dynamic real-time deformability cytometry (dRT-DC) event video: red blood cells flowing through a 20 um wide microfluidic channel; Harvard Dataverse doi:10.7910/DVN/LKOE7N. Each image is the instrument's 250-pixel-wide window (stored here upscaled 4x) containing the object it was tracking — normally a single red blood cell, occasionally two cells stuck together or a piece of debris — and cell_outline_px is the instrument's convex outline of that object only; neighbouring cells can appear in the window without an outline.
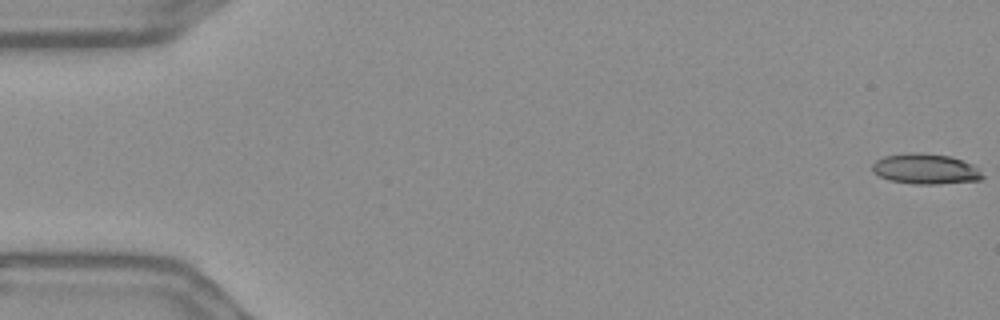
{"species": "Egyptian fruit bat (a non-hibernating species)", "species_latin": "Rousettus aegyptiacus", "temperature_condition": "warm", "stored_images_in_passage": 57, "camera_frame_rate_fps": 3000, "um_per_image_px": 0.085, "frame": {"image": 1, "passage_image": 1, "time_ms": 0.0, "image_size_px": [1000, 320], "cell_outline_px": [[984, 176], [980, 180], [940, 184], [912, 184], [888, 180], [872, 172], [872, 164], [876, 160], [884, 156], [908, 152], [924, 152], [948, 156], [972, 164]], "centroid_in_image_um": [78.62, 14.36], "position_along_channel_um": 6.4, "area_um2": 19.59}}
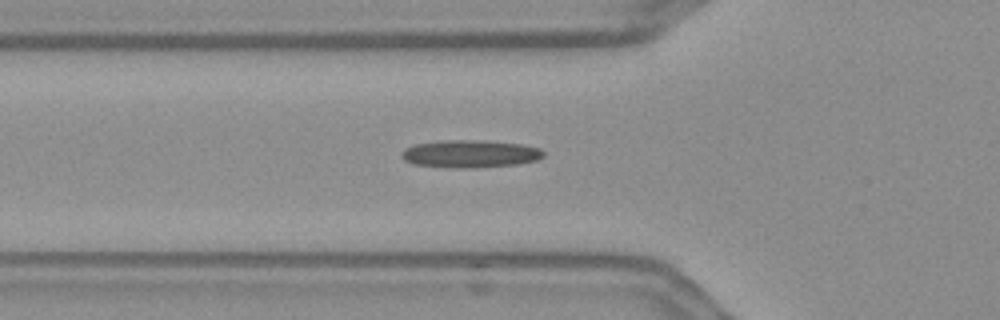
{"frame": {"image": 2, "passage_image": 20, "time_ms": 6.333, "image_size_px": [1000, 320], "cell_outline_px": [[544, 156], [536, 160], [516, 164], [476, 168], [452, 168], [412, 164], [404, 160], [400, 156], [400, 152], [404, 148], [412, 144], [440, 140], [480, 140], [524, 144], [540, 148], [544, 152]], "centroid_in_image_um": [39.91, 13.07], "position_along_channel_um": 85.9, "area_um2": 23.24}}
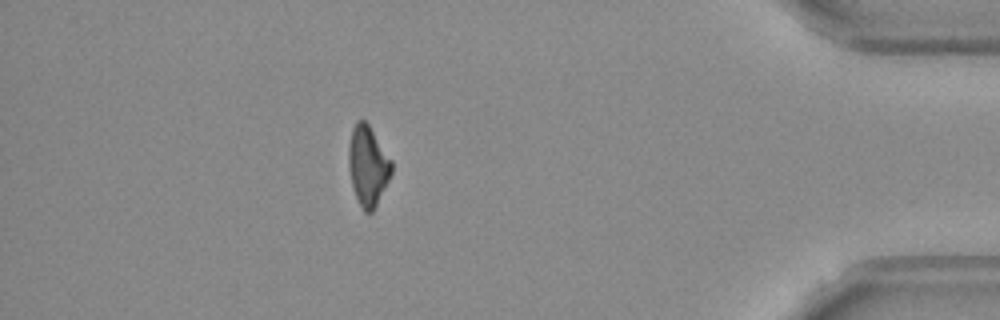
{"frame": {"image": 3, "passage_image": 50, "time_ms": 16.333, "image_size_px": [1000, 320], "cell_outline_px": [[392, 172], [372, 212], [364, 212], [352, 188], [348, 164], [348, 144], [352, 128], [356, 120], [364, 120], [368, 124], [392, 160]], "centroid_in_image_um": [31.24, 14.05], "position_along_channel_um": 404.0, "area_um2": 19.83}, "authors_computed_cell_mechanics": {"area_um2": 20.9814, "velocity_mm_per_s": 3.6416, "shape_relaxation_time_tau1_ms": null, "shape_relaxation_time_tau2_ms": 5.3074, "deformation_change_tau1": null, "deformation_change_tau2": 0.1621}}